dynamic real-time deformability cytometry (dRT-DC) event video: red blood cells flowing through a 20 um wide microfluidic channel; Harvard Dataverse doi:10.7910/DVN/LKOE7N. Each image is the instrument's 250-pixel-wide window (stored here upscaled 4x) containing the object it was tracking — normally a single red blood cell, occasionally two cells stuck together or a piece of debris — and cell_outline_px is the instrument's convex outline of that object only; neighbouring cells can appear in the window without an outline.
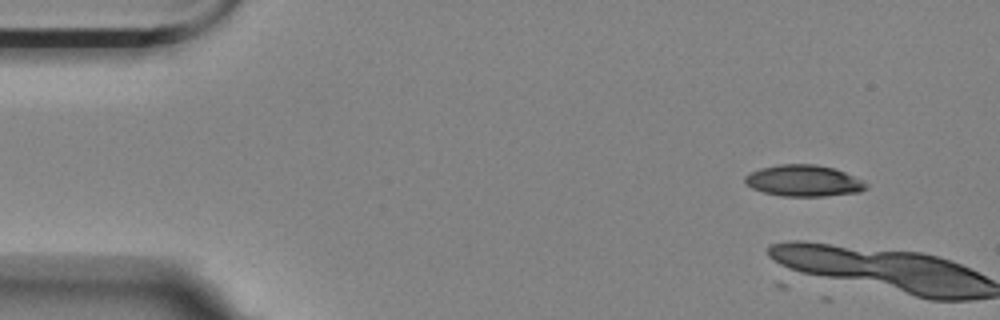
{"species": "Egyptian fruit bat (a non-hibernating species)", "species_latin": "Rousettus aegyptiacus", "temperature_condition": "room temperature", "stored_images_in_passage": 2, "camera_frame_rate_fps": 3000, "um_per_image_px": 0.085, "animal": {"sex": "female"}, "frame": {"image": 1, "passage_image": 1, "time_ms": 0.0, "image_size_px": [1000, 320], "cell_outline_px": [[868, 188], [860, 192], [824, 196], [780, 196], [764, 192], [752, 188], [744, 180], [744, 176], [748, 172], [760, 168], [780, 164], [816, 164], [832, 168], [844, 172], [868, 184]], "centroid_in_image_um": [68.28, 15.36], "position_along_channel_um": 16.7, "area_um2": 22.08}}